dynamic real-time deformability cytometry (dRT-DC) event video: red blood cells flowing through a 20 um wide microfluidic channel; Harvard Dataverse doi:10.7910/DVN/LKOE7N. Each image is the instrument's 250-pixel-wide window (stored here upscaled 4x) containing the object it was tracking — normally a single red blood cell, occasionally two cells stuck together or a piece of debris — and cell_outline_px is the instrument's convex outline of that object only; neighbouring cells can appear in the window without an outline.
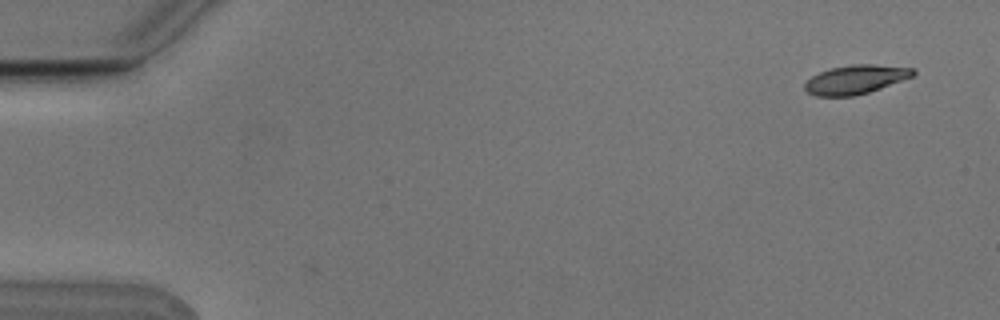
{"species": "Egyptian fruit bat (a non-hibernating species)", "species_latin": "Rousettus aegyptiacus", "temperature_condition": "cold", "stored_images_in_passage": 2, "camera_frame_rate_fps": 3000, "um_per_image_px": 0.085, "animal": {"sex": "male"}, "frame": {"image": 1, "passage_image": 1, "time_ms": 0.0, "image_size_px": [1000, 320], "cell_outline_px": [[916, 76], [868, 92], [852, 96], [816, 96], [808, 92], [804, 88], [804, 84], [812, 76], [820, 72], [832, 68], [852, 64], [872, 64], [916, 68]], "centroid_in_image_um": [72.78, 6.75], "position_along_channel_um": 12.2, "area_um2": 18.26}}